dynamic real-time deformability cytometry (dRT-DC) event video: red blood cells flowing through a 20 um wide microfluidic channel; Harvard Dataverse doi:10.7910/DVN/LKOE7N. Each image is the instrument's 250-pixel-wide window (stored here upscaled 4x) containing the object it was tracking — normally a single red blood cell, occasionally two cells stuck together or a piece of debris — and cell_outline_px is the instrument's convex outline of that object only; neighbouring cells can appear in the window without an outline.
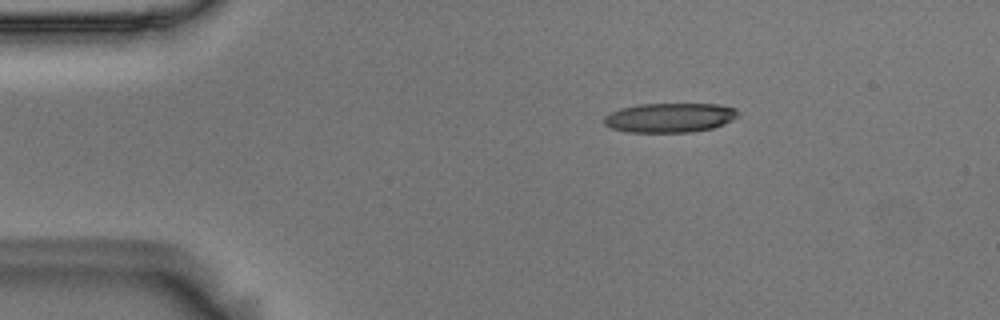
{"species": "Egyptian fruit bat (a non-hibernating species)", "species_latin": "Rousettus aegyptiacus", "temperature_condition": "room temperature", "stored_images_in_passage": 47, "camera_frame_rate_fps": 3000, "um_per_image_px": 0.085, "animal": {"sex": "male"}, "frame": {"image": 1, "passage_image": 1, "time_ms": 0.0, "image_size_px": [1000, 320], "cell_outline_px": [[740, 116], [724, 124], [712, 128], [692, 132], [628, 132], [612, 128], [604, 124], [604, 116], [620, 108], [640, 104], [716, 104], [736, 108], [740, 112]], "centroid_in_image_um": [56.97, 10.0], "position_along_channel_um": 28.0, "area_um2": 23.06}}
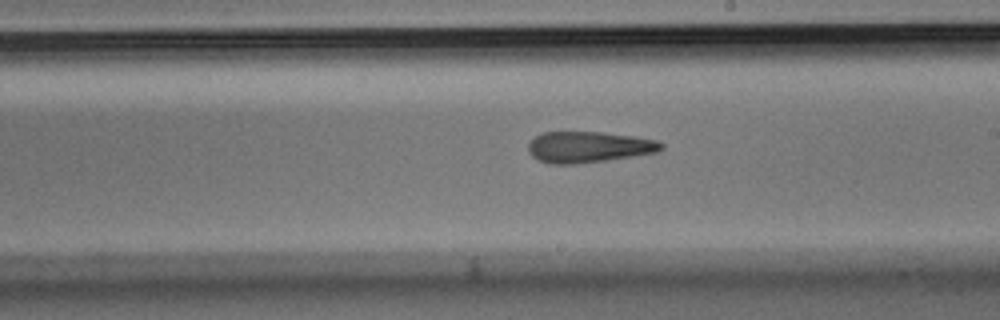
{"frame": {"image": 2, "passage_image": 23, "time_ms": 7.333, "image_size_px": [1000, 320], "cell_outline_px": [[664, 148], [656, 152], [632, 156], [576, 164], [548, 164], [536, 160], [528, 152], [528, 144], [536, 136], [544, 132], [604, 132], [636, 136], [656, 140], [664, 144]], "centroid_in_image_um": [50.01, 12.49], "position_along_channel_um": 239.0, "area_um2": 24.16}}
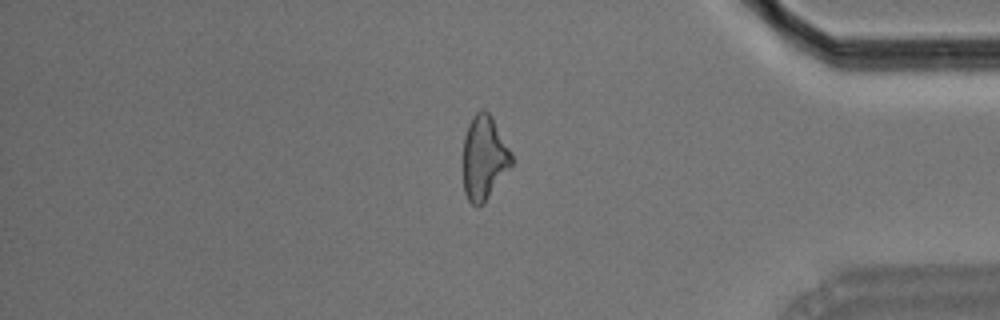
{"frame": {"image": 3, "passage_image": 38, "time_ms": 12.333, "image_size_px": [1000, 320], "cell_outline_px": [[512, 164], [484, 204], [480, 208], [476, 208], [468, 200], [464, 192], [464, 136], [468, 124], [472, 116], [480, 108], [484, 108], [492, 116], [512, 152]], "centroid_in_image_um": [41.15, 13.41], "position_along_channel_um": 394.1, "area_um2": 23.99}, "authors_computed_cell_mechanics": {"area_um2": 24.1604, "velocity_mm_per_s": 3.6394, "shape_relaxation_time_tau1_ms": null, "shape_relaxation_time_tau2_ms": 2.6422, "deformation_change_tau1": null, "deformation_change_tau2": 0.1462}}